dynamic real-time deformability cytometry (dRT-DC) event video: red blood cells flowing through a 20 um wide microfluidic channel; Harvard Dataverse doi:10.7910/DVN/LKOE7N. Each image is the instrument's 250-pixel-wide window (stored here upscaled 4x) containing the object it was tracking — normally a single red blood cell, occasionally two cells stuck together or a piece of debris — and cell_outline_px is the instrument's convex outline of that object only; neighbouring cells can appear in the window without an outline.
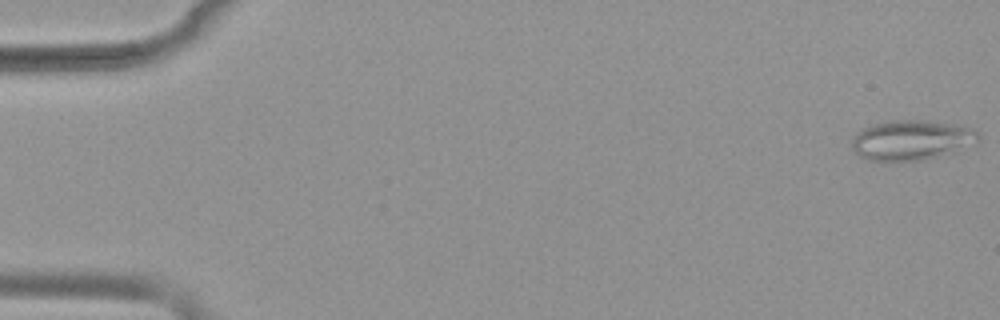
{"species": "common noctule bat (a hibernating species)", "species_latin": "Nyctalus noctula", "temperature_condition": "warm", "stored_images_in_passage": 52, "camera_frame_rate_fps": 3000, "um_per_image_px": 0.085, "animal": {"sex": "female", "body_mass_g": 19.9}, "frame": {"image": 1, "passage_image": 1, "time_ms": 0.0, "image_size_px": [1000, 320], "cell_outline_px": [[980, 140], [976, 144], [924, 160], [868, 160], [860, 156], [852, 148], [852, 140], [856, 132], [864, 128], [876, 124], [892, 120], [924, 120], [960, 124], [972, 128], [980, 132]], "centroid_in_image_um": [77.54, 11.89], "position_along_channel_um": 7.5, "area_um2": 29.48}}
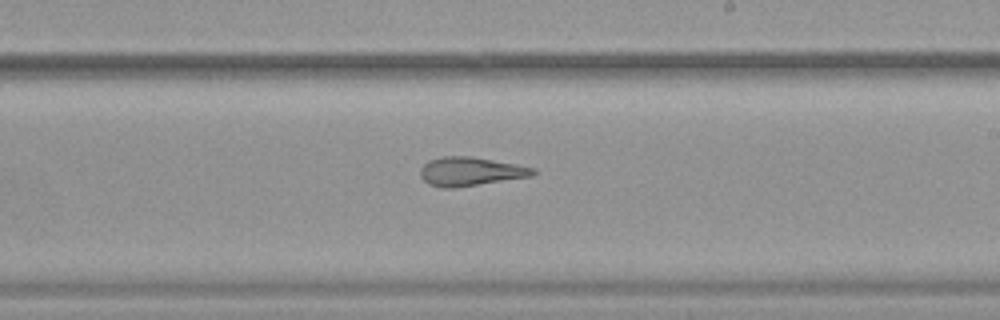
{"frame": {"image": 2, "passage_image": 31, "time_ms": 10.0, "image_size_px": [1000, 320], "cell_outline_px": [[536, 172], [532, 176], [456, 188], [444, 188], [428, 184], [420, 176], [420, 168], [428, 160], [444, 156], [472, 156], [516, 164], [536, 168]], "centroid_in_image_um": [39.98, 14.57], "position_along_channel_um": 249.0, "area_um2": 19.02}}
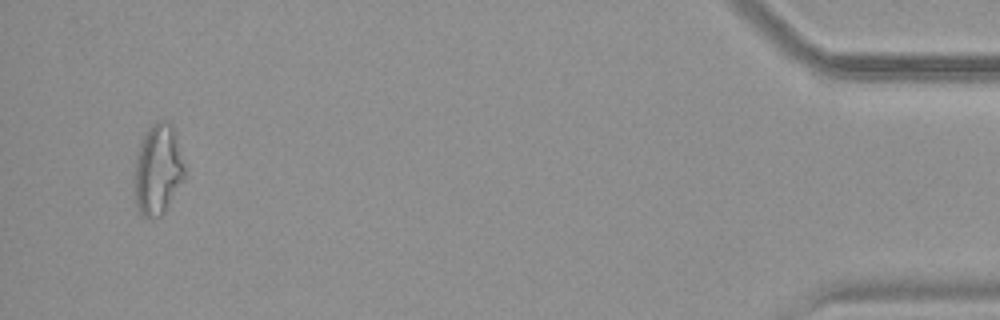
{"frame": {"image": 3, "passage_image": 50, "time_ms": 16.333, "image_size_px": [1000, 320], "cell_outline_px": [[184, 176], [164, 212], [160, 216], [144, 216], [140, 212], [136, 204], [136, 156], [140, 140], [148, 128], [156, 120], [168, 120], [172, 124], [184, 160]], "centroid_in_image_um": [13.43, 14.33], "position_along_channel_um": 421.8, "area_um2": 25.95}, "authors_computed_cell_mechanics": {"area_um2": 23.7558, "velocity_mm_per_s": 3.9187, "shape_relaxation_time_tau1_ms": null, "shape_relaxation_time_tau2_ms": 2.5366, "deformation_change_tau1": null, "deformation_change_tau2": 0.1417}}